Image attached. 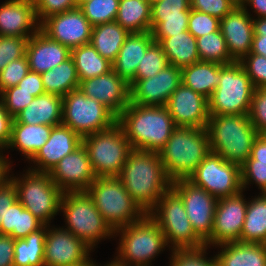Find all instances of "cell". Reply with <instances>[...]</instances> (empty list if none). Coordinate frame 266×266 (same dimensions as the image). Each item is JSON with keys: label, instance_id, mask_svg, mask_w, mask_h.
<instances>
[{"label": "cell", "instance_id": "obj_1", "mask_svg": "<svg viewBox=\"0 0 266 266\" xmlns=\"http://www.w3.org/2000/svg\"><path fill=\"white\" fill-rule=\"evenodd\" d=\"M126 191L149 214L172 185L159 152L132 150L118 176Z\"/></svg>", "mask_w": 266, "mask_h": 266}, {"label": "cell", "instance_id": "obj_2", "mask_svg": "<svg viewBox=\"0 0 266 266\" xmlns=\"http://www.w3.org/2000/svg\"><path fill=\"white\" fill-rule=\"evenodd\" d=\"M117 123L133 150L159 152L176 125L165 106H141L129 103L117 116Z\"/></svg>", "mask_w": 266, "mask_h": 266}, {"label": "cell", "instance_id": "obj_3", "mask_svg": "<svg viewBox=\"0 0 266 266\" xmlns=\"http://www.w3.org/2000/svg\"><path fill=\"white\" fill-rule=\"evenodd\" d=\"M211 152L206 128L176 127L159 151L168 178L188 179Z\"/></svg>", "mask_w": 266, "mask_h": 266}, {"label": "cell", "instance_id": "obj_4", "mask_svg": "<svg viewBox=\"0 0 266 266\" xmlns=\"http://www.w3.org/2000/svg\"><path fill=\"white\" fill-rule=\"evenodd\" d=\"M206 129L210 150L240 166L250 157L254 140L259 135L248 114L209 116Z\"/></svg>", "mask_w": 266, "mask_h": 266}, {"label": "cell", "instance_id": "obj_5", "mask_svg": "<svg viewBox=\"0 0 266 266\" xmlns=\"http://www.w3.org/2000/svg\"><path fill=\"white\" fill-rule=\"evenodd\" d=\"M85 192L113 231L139 221L146 215L126 191L119 177L97 176Z\"/></svg>", "mask_w": 266, "mask_h": 266}, {"label": "cell", "instance_id": "obj_6", "mask_svg": "<svg viewBox=\"0 0 266 266\" xmlns=\"http://www.w3.org/2000/svg\"><path fill=\"white\" fill-rule=\"evenodd\" d=\"M117 232L121 233L119 255L113 261L117 266H149L151 259L167 246L161 228L149 214Z\"/></svg>", "mask_w": 266, "mask_h": 266}, {"label": "cell", "instance_id": "obj_7", "mask_svg": "<svg viewBox=\"0 0 266 266\" xmlns=\"http://www.w3.org/2000/svg\"><path fill=\"white\" fill-rule=\"evenodd\" d=\"M254 87L239 61L220 64V82L208 99L209 116L249 114Z\"/></svg>", "mask_w": 266, "mask_h": 266}, {"label": "cell", "instance_id": "obj_8", "mask_svg": "<svg viewBox=\"0 0 266 266\" xmlns=\"http://www.w3.org/2000/svg\"><path fill=\"white\" fill-rule=\"evenodd\" d=\"M92 169L97 176L118 177L133 150L122 127H112L82 138Z\"/></svg>", "mask_w": 266, "mask_h": 266}, {"label": "cell", "instance_id": "obj_9", "mask_svg": "<svg viewBox=\"0 0 266 266\" xmlns=\"http://www.w3.org/2000/svg\"><path fill=\"white\" fill-rule=\"evenodd\" d=\"M60 210H63L68 223L65 229L91 249L102 238L115 234L85 191L64 192Z\"/></svg>", "mask_w": 266, "mask_h": 266}, {"label": "cell", "instance_id": "obj_10", "mask_svg": "<svg viewBox=\"0 0 266 266\" xmlns=\"http://www.w3.org/2000/svg\"><path fill=\"white\" fill-rule=\"evenodd\" d=\"M149 215L158 223L167 245L172 243L173 250L200 249L206 246L192 229L184 203L172 188L163 194Z\"/></svg>", "mask_w": 266, "mask_h": 266}, {"label": "cell", "instance_id": "obj_11", "mask_svg": "<svg viewBox=\"0 0 266 266\" xmlns=\"http://www.w3.org/2000/svg\"><path fill=\"white\" fill-rule=\"evenodd\" d=\"M17 189L18 201L44 225L60 211L64 192L54 183L49 173L28 170L25 177H10Z\"/></svg>", "mask_w": 266, "mask_h": 266}, {"label": "cell", "instance_id": "obj_12", "mask_svg": "<svg viewBox=\"0 0 266 266\" xmlns=\"http://www.w3.org/2000/svg\"><path fill=\"white\" fill-rule=\"evenodd\" d=\"M117 123V116L105 105L75 89L63 96L62 124L81 138L106 130Z\"/></svg>", "mask_w": 266, "mask_h": 266}, {"label": "cell", "instance_id": "obj_13", "mask_svg": "<svg viewBox=\"0 0 266 266\" xmlns=\"http://www.w3.org/2000/svg\"><path fill=\"white\" fill-rule=\"evenodd\" d=\"M188 180L217 199L233 196L243 191L241 166L226 161L212 151L188 177Z\"/></svg>", "mask_w": 266, "mask_h": 266}, {"label": "cell", "instance_id": "obj_14", "mask_svg": "<svg viewBox=\"0 0 266 266\" xmlns=\"http://www.w3.org/2000/svg\"><path fill=\"white\" fill-rule=\"evenodd\" d=\"M171 188L181 197L192 229L209 247L218 199L188 179L173 181Z\"/></svg>", "mask_w": 266, "mask_h": 266}, {"label": "cell", "instance_id": "obj_15", "mask_svg": "<svg viewBox=\"0 0 266 266\" xmlns=\"http://www.w3.org/2000/svg\"><path fill=\"white\" fill-rule=\"evenodd\" d=\"M92 28L79 7L51 15L40 23V30L43 33L70 50L89 44Z\"/></svg>", "mask_w": 266, "mask_h": 266}, {"label": "cell", "instance_id": "obj_16", "mask_svg": "<svg viewBox=\"0 0 266 266\" xmlns=\"http://www.w3.org/2000/svg\"><path fill=\"white\" fill-rule=\"evenodd\" d=\"M181 83V69L168 64L157 75L134 79L130 84V102L141 106H165Z\"/></svg>", "mask_w": 266, "mask_h": 266}, {"label": "cell", "instance_id": "obj_17", "mask_svg": "<svg viewBox=\"0 0 266 266\" xmlns=\"http://www.w3.org/2000/svg\"><path fill=\"white\" fill-rule=\"evenodd\" d=\"M49 175L63 192L86 191L96 179L83 144L69 155L64 156L49 172Z\"/></svg>", "mask_w": 266, "mask_h": 266}, {"label": "cell", "instance_id": "obj_18", "mask_svg": "<svg viewBox=\"0 0 266 266\" xmlns=\"http://www.w3.org/2000/svg\"><path fill=\"white\" fill-rule=\"evenodd\" d=\"M54 229L46 232L44 266H78L90 259L92 249L84 241L66 229Z\"/></svg>", "mask_w": 266, "mask_h": 266}, {"label": "cell", "instance_id": "obj_19", "mask_svg": "<svg viewBox=\"0 0 266 266\" xmlns=\"http://www.w3.org/2000/svg\"><path fill=\"white\" fill-rule=\"evenodd\" d=\"M242 192L218 199L211 233L212 245L240 240L248 206Z\"/></svg>", "mask_w": 266, "mask_h": 266}, {"label": "cell", "instance_id": "obj_20", "mask_svg": "<svg viewBox=\"0 0 266 266\" xmlns=\"http://www.w3.org/2000/svg\"><path fill=\"white\" fill-rule=\"evenodd\" d=\"M165 107L170 112L176 127H207L208 99L183 83L171 94Z\"/></svg>", "mask_w": 266, "mask_h": 266}, {"label": "cell", "instance_id": "obj_21", "mask_svg": "<svg viewBox=\"0 0 266 266\" xmlns=\"http://www.w3.org/2000/svg\"><path fill=\"white\" fill-rule=\"evenodd\" d=\"M82 93L105 105L118 116L130 103V85L113 70L79 81Z\"/></svg>", "mask_w": 266, "mask_h": 266}, {"label": "cell", "instance_id": "obj_22", "mask_svg": "<svg viewBox=\"0 0 266 266\" xmlns=\"http://www.w3.org/2000/svg\"><path fill=\"white\" fill-rule=\"evenodd\" d=\"M247 4H239L220 20V30L226 41L229 55L240 61L251 51L254 37L253 19Z\"/></svg>", "mask_w": 266, "mask_h": 266}, {"label": "cell", "instance_id": "obj_23", "mask_svg": "<svg viewBox=\"0 0 266 266\" xmlns=\"http://www.w3.org/2000/svg\"><path fill=\"white\" fill-rule=\"evenodd\" d=\"M81 144L82 138L69 127L63 124L53 127L47 142L31 158V161L39 165L32 170L49 173L64 156Z\"/></svg>", "mask_w": 266, "mask_h": 266}, {"label": "cell", "instance_id": "obj_24", "mask_svg": "<svg viewBox=\"0 0 266 266\" xmlns=\"http://www.w3.org/2000/svg\"><path fill=\"white\" fill-rule=\"evenodd\" d=\"M30 29L33 32L32 30L30 32ZM39 29L40 23L37 22L34 3L24 0H8L1 4L0 36H19L29 39Z\"/></svg>", "mask_w": 266, "mask_h": 266}, {"label": "cell", "instance_id": "obj_25", "mask_svg": "<svg viewBox=\"0 0 266 266\" xmlns=\"http://www.w3.org/2000/svg\"><path fill=\"white\" fill-rule=\"evenodd\" d=\"M26 56L30 70L41 74L68 59L71 56V50L50 39L39 29L28 39Z\"/></svg>", "mask_w": 266, "mask_h": 266}, {"label": "cell", "instance_id": "obj_26", "mask_svg": "<svg viewBox=\"0 0 266 266\" xmlns=\"http://www.w3.org/2000/svg\"><path fill=\"white\" fill-rule=\"evenodd\" d=\"M153 42L151 31L130 33L126 37L117 58L112 62V70L130 85L134 81L139 62Z\"/></svg>", "mask_w": 266, "mask_h": 266}, {"label": "cell", "instance_id": "obj_27", "mask_svg": "<svg viewBox=\"0 0 266 266\" xmlns=\"http://www.w3.org/2000/svg\"><path fill=\"white\" fill-rule=\"evenodd\" d=\"M63 97L44 93L20 111L13 123L58 126L62 124Z\"/></svg>", "mask_w": 266, "mask_h": 266}, {"label": "cell", "instance_id": "obj_28", "mask_svg": "<svg viewBox=\"0 0 266 266\" xmlns=\"http://www.w3.org/2000/svg\"><path fill=\"white\" fill-rule=\"evenodd\" d=\"M215 259L217 266H266V244L229 242Z\"/></svg>", "mask_w": 266, "mask_h": 266}, {"label": "cell", "instance_id": "obj_29", "mask_svg": "<svg viewBox=\"0 0 266 266\" xmlns=\"http://www.w3.org/2000/svg\"><path fill=\"white\" fill-rule=\"evenodd\" d=\"M182 83L209 99L220 82V64L207 61L196 63L181 69Z\"/></svg>", "mask_w": 266, "mask_h": 266}, {"label": "cell", "instance_id": "obj_30", "mask_svg": "<svg viewBox=\"0 0 266 266\" xmlns=\"http://www.w3.org/2000/svg\"><path fill=\"white\" fill-rule=\"evenodd\" d=\"M52 128L50 125L12 123L11 139L7 148H17L30 160L47 142Z\"/></svg>", "mask_w": 266, "mask_h": 266}, {"label": "cell", "instance_id": "obj_31", "mask_svg": "<svg viewBox=\"0 0 266 266\" xmlns=\"http://www.w3.org/2000/svg\"><path fill=\"white\" fill-rule=\"evenodd\" d=\"M159 44L169 64L180 69L200 61L196 38L188 31L163 38Z\"/></svg>", "mask_w": 266, "mask_h": 266}, {"label": "cell", "instance_id": "obj_32", "mask_svg": "<svg viewBox=\"0 0 266 266\" xmlns=\"http://www.w3.org/2000/svg\"><path fill=\"white\" fill-rule=\"evenodd\" d=\"M130 33L116 21L93 26L91 44L96 51L111 63L117 58L118 53Z\"/></svg>", "mask_w": 266, "mask_h": 266}, {"label": "cell", "instance_id": "obj_33", "mask_svg": "<svg viewBox=\"0 0 266 266\" xmlns=\"http://www.w3.org/2000/svg\"><path fill=\"white\" fill-rule=\"evenodd\" d=\"M115 21L129 33L149 32L151 5L147 0H119Z\"/></svg>", "mask_w": 266, "mask_h": 266}, {"label": "cell", "instance_id": "obj_34", "mask_svg": "<svg viewBox=\"0 0 266 266\" xmlns=\"http://www.w3.org/2000/svg\"><path fill=\"white\" fill-rule=\"evenodd\" d=\"M46 93L65 96L78 89L79 77L72 56L51 70L41 73Z\"/></svg>", "mask_w": 266, "mask_h": 266}, {"label": "cell", "instance_id": "obj_35", "mask_svg": "<svg viewBox=\"0 0 266 266\" xmlns=\"http://www.w3.org/2000/svg\"><path fill=\"white\" fill-rule=\"evenodd\" d=\"M248 202L239 242L266 244V195Z\"/></svg>", "mask_w": 266, "mask_h": 266}, {"label": "cell", "instance_id": "obj_36", "mask_svg": "<svg viewBox=\"0 0 266 266\" xmlns=\"http://www.w3.org/2000/svg\"><path fill=\"white\" fill-rule=\"evenodd\" d=\"M47 225L22 239H15L14 266H44Z\"/></svg>", "mask_w": 266, "mask_h": 266}, {"label": "cell", "instance_id": "obj_37", "mask_svg": "<svg viewBox=\"0 0 266 266\" xmlns=\"http://www.w3.org/2000/svg\"><path fill=\"white\" fill-rule=\"evenodd\" d=\"M79 81L87 80L108 73L112 63L102 57L91 43L71 50Z\"/></svg>", "mask_w": 266, "mask_h": 266}, {"label": "cell", "instance_id": "obj_38", "mask_svg": "<svg viewBox=\"0 0 266 266\" xmlns=\"http://www.w3.org/2000/svg\"><path fill=\"white\" fill-rule=\"evenodd\" d=\"M43 225L17 200L8 208L5 223L0 224V234L10 235L13 239H22L37 231Z\"/></svg>", "mask_w": 266, "mask_h": 266}, {"label": "cell", "instance_id": "obj_39", "mask_svg": "<svg viewBox=\"0 0 266 266\" xmlns=\"http://www.w3.org/2000/svg\"><path fill=\"white\" fill-rule=\"evenodd\" d=\"M197 49L201 61L214 62L226 65L235 60L229 55L226 41L219 29L196 38Z\"/></svg>", "mask_w": 266, "mask_h": 266}, {"label": "cell", "instance_id": "obj_40", "mask_svg": "<svg viewBox=\"0 0 266 266\" xmlns=\"http://www.w3.org/2000/svg\"><path fill=\"white\" fill-rule=\"evenodd\" d=\"M119 0H89L79 8L92 26L115 21Z\"/></svg>", "mask_w": 266, "mask_h": 266}, {"label": "cell", "instance_id": "obj_41", "mask_svg": "<svg viewBox=\"0 0 266 266\" xmlns=\"http://www.w3.org/2000/svg\"><path fill=\"white\" fill-rule=\"evenodd\" d=\"M169 64L161 45L153 42L144 54L136 70L134 79H147L157 75Z\"/></svg>", "mask_w": 266, "mask_h": 266}, {"label": "cell", "instance_id": "obj_42", "mask_svg": "<svg viewBox=\"0 0 266 266\" xmlns=\"http://www.w3.org/2000/svg\"><path fill=\"white\" fill-rule=\"evenodd\" d=\"M190 0H162L151 6V27L152 31L163 18L189 17Z\"/></svg>", "mask_w": 266, "mask_h": 266}, {"label": "cell", "instance_id": "obj_43", "mask_svg": "<svg viewBox=\"0 0 266 266\" xmlns=\"http://www.w3.org/2000/svg\"><path fill=\"white\" fill-rule=\"evenodd\" d=\"M28 38L19 36H0V72L11 61L26 55Z\"/></svg>", "mask_w": 266, "mask_h": 266}, {"label": "cell", "instance_id": "obj_44", "mask_svg": "<svg viewBox=\"0 0 266 266\" xmlns=\"http://www.w3.org/2000/svg\"><path fill=\"white\" fill-rule=\"evenodd\" d=\"M254 88H266V57L249 53L239 61Z\"/></svg>", "mask_w": 266, "mask_h": 266}, {"label": "cell", "instance_id": "obj_45", "mask_svg": "<svg viewBox=\"0 0 266 266\" xmlns=\"http://www.w3.org/2000/svg\"><path fill=\"white\" fill-rule=\"evenodd\" d=\"M29 71L30 68L26 55L8 63L0 72V94L8 88L17 86Z\"/></svg>", "mask_w": 266, "mask_h": 266}, {"label": "cell", "instance_id": "obj_46", "mask_svg": "<svg viewBox=\"0 0 266 266\" xmlns=\"http://www.w3.org/2000/svg\"><path fill=\"white\" fill-rule=\"evenodd\" d=\"M207 246L200 249L172 250L169 266H217L216 259H206Z\"/></svg>", "mask_w": 266, "mask_h": 266}, {"label": "cell", "instance_id": "obj_47", "mask_svg": "<svg viewBox=\"0 0 266 266\" xmlns=\"http://www.w3.org/2000/svg\"><path fill=\"white\" fill-rule=\"evenodd\" d=\"M0 95V100L3 102L5 109L13 118L34 99L31 92L21 90L18 86L8 88Z\"/></svg>", "mask_w": 266, "mask_h": 266}, {"label": "cell", "instance_id": "obj_48", "mask_svg": "<svg viewBox=\"0 0 266 266\" xmlns=\"http://www.w3.org/2000/svg\"><path fill=\"white\" fill-rule=\"evenodd\" d=\"M220 29V20L209 14L202 13L191 9L188 31L195 37L199 38Z\"/></svg>", "mask_w": 266, "mask_h": 266}, {"label": "cell", "instance_id": "obj_49", "mask_svg": "<svg viewBox=\"0 0 266 266\" xmlns=\"http://www.w3.org/2000/svg\"><path fill=\"white\" fill-rule=\"evenodd\" d=\"M238 5L236 0H190V9L209 14L219 20Z\"/></svg>", "mask_w": 266, "mask_h": 266}, {"label": "cell", "instance_id": "obj_50", "mask_svg": "<svg viewBox=\"0 0 266 266\" xmlns=\"http://www.w3.org/2000/svg\"><path fill=\"white\" fill-rule=\"evenodd\" d=\"M248 115L259 134L266 129V88H254Z\"/></svg>", "mask_w": 266, "mask_h": 266}, {"label": "cell", "instance_id": "obj_51", "mask_svg": "<svg viewBox=\"0 0 266 266\" xmlns=\"http://www.w3.org/2000/svg\"><path fill=\"white\" fill-rule=\"evenodd\" d=\"M250 181L255 182L262 193L266 190V163L258 160H246L241 165L242 189H245Z\"/></svg>", "mask_w": 266, "mask_h": 266}, {"label": "cell", "instance_id": "obj_52", "mask_svg": "<svg viewBox=\"0 0 266 266\" xmlns=\"http://www.w3.org/2000/svg\"><path fill=\"white\" fill-rule=\"evenodd\" d=\"M189 17L163 18L152 31L154 42L159 43L163 38L172 37L188 30Z\"/></svg>", "mask_w": 266, "mask_h": 266}, {"label": "cell", "instance_id": "obj_53", "mask_svg": "<svg viewBox=\"0 0 266 266\" xmlns=\"http://www.w3.org/2000/svg\"><path fill=\"white\" fill-rule=\"evenodd\" d=\"M77 8L75 0H38L35 3L37 20L41 23L47 17Z\"/></svg>", "mask_w": 266, "mask_h": 266}, {"label": "cell", "instance_id": "obj_54", "mask_svg": "<svg viewBox=\"0 0 266 266\" xmlns=\"http://www.w3.org/2000/svg\"><path fill=\"white\" fill-rule=\"evenodd\" d=\"M18 200L17 189L14 182L8 179L0 186V224L5 223L8 208Z\"/></svg>", "mask_w": 266, "mask_h": 266}, {"label": "cell", "instance_id": "obj_55", "mask_svg": "<svg viewBox=\"0 0 266 266\" xmlns=\"http://www.w3.org/2000/svg\"><path fill=\"white\" fill-rule=\"evenodd\" d=\"M254 37L250 53L266 57V18L253 20Z\"/></svg>", "mask_w": 266, "mask_h": 266}, {"label": "cell", "instance_id": "obj_56", "mask_svg": "<svg viewBox=\"0 0 266 266\" xmlns=\"http://www.w3.org/2000/svg\"><path fill=\"white\" fill-rule=\"evenodd\" d=\"M21 90H26L31 92V94L36 97L42 95L45 92L42 82V77L40 73L29 71L28 74L18 83L17 85Z\"/></svg>", "mask_w": 266, "mask_h": 266}, {"label": "cell", "instance_id": "obj_57", "mask_svg": "<svg viewBox=\"0 0 266 266\" xmlns=\"http://www.w3.org/2000/svg\"><path fill=\"white\" fill-rule=\"evenodd\" d=\"M14 118L5 109L0 100V149L6 148L11 139L12 123Z\"/></svg>", "mask_w": 266, "mask_h": 266}, {"label": "cell", "instance_id": "obj_58", "mask_svg": "<svg viewBox=\"0 0 266 266\" xmlns=\"http://www.w3.org/2000/svg\"><path fill=\"white\" fill-rule=\"evenodd\" d=\"M14 244L10 235L0 234V266H14Z\"/></svg>", "mask_w": 266, "mask_h": 266}, {"label": "cell", "instance_id": "obj_59", "mask_svg": "<svg viewBox=\"0 0 266 266\" xmlns=\"http://www.w3.org/2000/svg\"><path fill=\"white\" fill-rule=\"evenodd\" d=\"M247 160H258L266 163V139L260 134L254 140L250 157Z\"/></svg>", "mask_w": 266, "mask_h": 266}, {"label": "cell", "instance_id": "obj_60", "mask_svg": "<svg viewBox=\"0 0 266 266\" xmlns=\"http://www.w3.org/2000/svg\"><path fill=\"white\" fill-rule=\"evenodd\" d=\"M247 3L249 6H252L258 15V18H266V0H241L240 4Z\"/></svg>", "mask_w": 266, "mask_h": 266}, {"label": "cell", "instance_id": "obj_61", "mask_svg": "<svg viewBox=\"0 0 266 266\" xmlns=\"http://www.w3.org/2000/svg\"><path fill=\"white\" fill-rule=\"evenodd\" d=\"M1 150V149H0ZM1 154V153H0ZM10 162H8V160L3 157L2 155H0V186L3 185L8 179L7 173H9V168H10Z\"/></svg>", "mask_w": 266, "mask_h": 266}, {"label": "cell", "instance_id": "obj_62", "mask_svg": "<svg viewBox=\"0 0 266 266\" xmlns=\"http://www.w3.org/2000/svg\"><path fill=\"white\" fill-rule=\"evenodd\" d=\"M78 266H96V264H94L93 261H91V259L90 260L88 259L86 262H84V263H82L81 265H78Z\"/></svg>", "mask_w": 266, "mask_h": 266}, {"label": "cell", "instance_id": "obj_63", "mask_svg": "<svg viewBox=\"0 0 266 266\" xmlns=\"http://www.w3.org/2000/svg\"><path fill=\"white\" fill-rule=\"evenodd\" d=\"M89 0H75L77 7H80L83 3L87 2Z\"/></svg>", "mask_w": 266, "mask_h": 266}, {"label": "cell", "instance_id": "obj_64", "mask_svg": "<svg viewBox=\"0 0 266 266\" xmlns=\"http://www.w3.org/2000/svg\"><path fill=\"white\" fill-rule=\"evenodd\" d=\"M159 1H162V0H147V2L152 6L156 3H158Z\"/></svg>", "mask_w": 266, "mask_h": 266}, {"label": "cell", "instance_id": "obj_65", "mask_svg": "<svg viewBox=\"0 0 266 266\" xmlns=\"http://www.w3.org/2000/svg\"><path fill=\"white\" fill-rule=\"evenodd\" d=\"M260 135H261L264 139H266V129H265L264 131H262V132L260 133Z\"/></svg>", "mask_w": 266, "mask_h": 266}, {"label": "cell", "instance_id": "obj_66", "mask_svg": "<svg viewBox=\"0 0 266 266\" xmlns=\"http://www.w3.org/2000/svg\"><path fill=\"white\" fill-rule=\"evenodd\" d=\"M105 266H117L113 261Z\"/></svg>", "mask_w": 266, "mask_h": 266}, {"label": "cell", "instance_id": "obj_67", "mask_svg": "<svg viewBox=\"0 0 266 266\" xmlns=\"http://www.w3.org/2000/svg\"><path fill=\"white\" fill-rule=\"evenodd\" d=\"M24 1H27V2H32V3H36L38 0H24Z\"/></svg>", "mask_w": 266, "mask_h": 266}]
</instances>
